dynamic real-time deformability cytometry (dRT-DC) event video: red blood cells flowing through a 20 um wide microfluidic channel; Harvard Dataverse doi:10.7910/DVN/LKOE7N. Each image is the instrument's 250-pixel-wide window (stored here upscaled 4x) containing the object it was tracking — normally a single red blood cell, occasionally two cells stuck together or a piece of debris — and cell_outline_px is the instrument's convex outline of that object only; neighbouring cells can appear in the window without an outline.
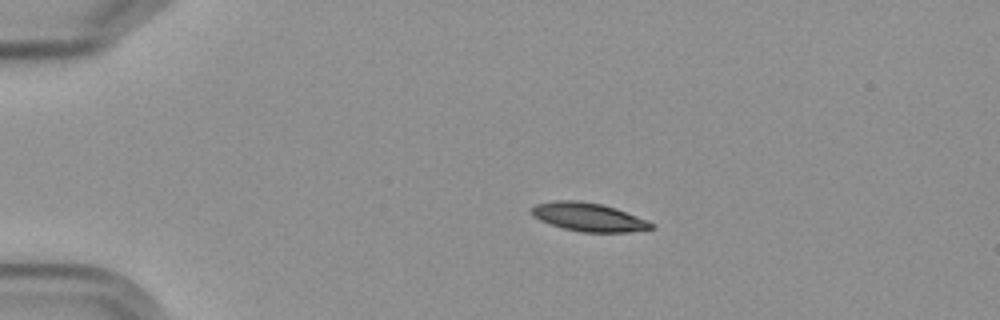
{"species": "Egyptian fruit bat (a non-hibernating species)", "species_latin": "Rousettus aegyptiacus", "temperature_condition": "cold", "stored_images_in_passage": 7, "camera_frame_rate_fps": 3000, "um_per_image_px": 0.085, "frame": {"image": 1, "passage_image": 1, "time_ms": 0.0, "image_size_px": [1000, 320], "cell_outline_px": [[656, 228], [628, 232], [580, 232], [564, 228], [540, 220], [532, 216], [532, 208], [536, 204], [556, 200], [576, 200], [604, 204], [616, 208], [648, 220], [656, 224]], "centroid_in_image_um": [50.08, 18.45], "position_along_channel_um": 34.9, "area_um2": 19.94}}
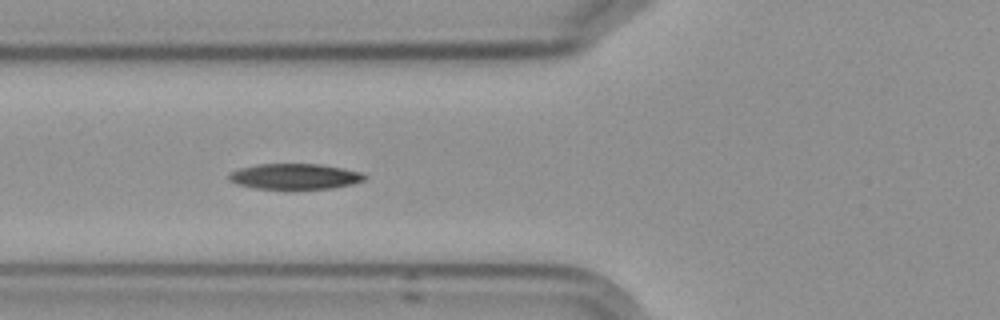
{"frame": {"image": 2, "passage_image": 4, "time_ms": 3.333, "image_size_px": [1000, 320], "cell_outline_px": [[368, 176], [364, 180], [352, 184], [332, 188], [256, 188], [236, 184], [228, 180], [228, 176], [232, 172], [240, 168], [256, 164], [320, 164], [360, 172]], "centroid_in_image_um": [25.04, 14.99], "position_along_channel_um": 100.8, "area_um2": 19.94}}
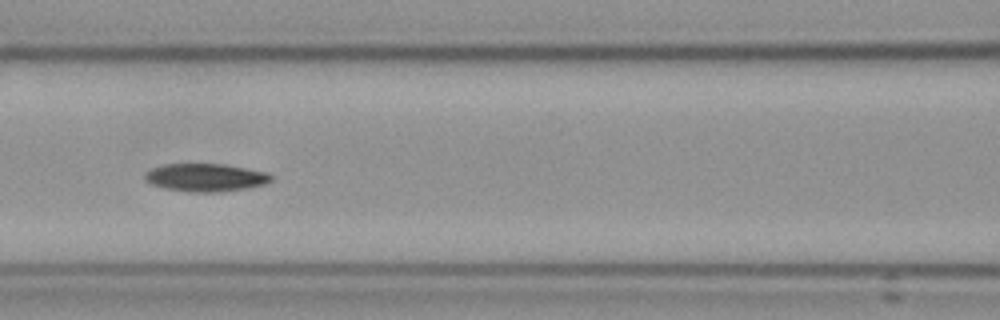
{"frame": {"image": 3, "passage_image": 5, "time_ms": 4.667, "image_size_px": [1000, 320], "cell_outline_px": [[272, 180], [264, 184], [248, 188], [224, 192], [188, 192], [164, 188], [148, 184], [144, 180], [144, 172], [152, 168], [164, 164], [224, 164], [268, 172], [272, 176]], "centroid_in_image_um": [17.44, 15.09], "position_along_channel_um": 149.2, "area_um2": 20.87}}